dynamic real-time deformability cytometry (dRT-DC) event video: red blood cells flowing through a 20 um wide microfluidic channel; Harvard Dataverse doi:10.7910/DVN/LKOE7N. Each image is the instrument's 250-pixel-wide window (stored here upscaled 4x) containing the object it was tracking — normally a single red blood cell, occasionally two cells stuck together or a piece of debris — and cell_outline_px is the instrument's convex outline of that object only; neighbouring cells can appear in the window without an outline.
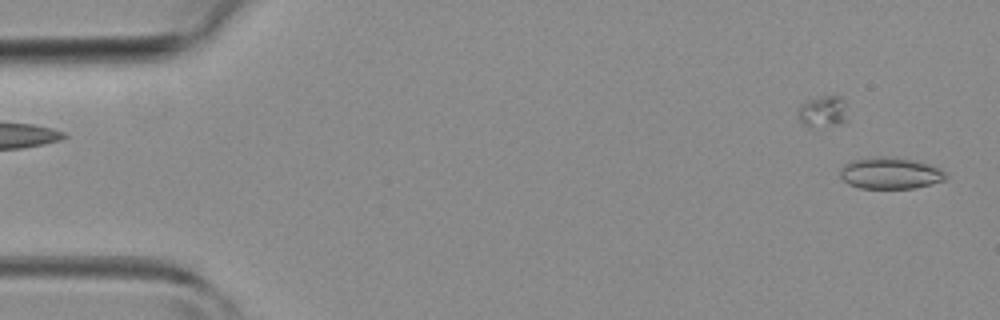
{"species": "common noctule bat (a hibernating species)", "species_latin": "Nyctalus noctula", "temperature_condition": "room temperature", "stored_images_in_passage": 5, "camera_frame_rate_fps": 3000, "um_per_image_px": 0.085, "animal": {"sex": "female", "body_mass_g": 19.3, "forearm_length_mm": 54.1}, "frame": {"image": 1, "passage_image": 1, "time_ms": 0.0, "image_size_px": [1000, 320], "cell_outline_px": [[948, 176], [944, 180], [912, 188], [860, 188], [848, 184], [840, 176], [840, 168], [844, 164], [852, 160], [880, 156], [884, 156], [912, 160], [928, 164], [940, 168], [948, 172]], "centroid_in_image_um": [75.66, 14.72], "position_along_channel_um": 9.3, "area_um2": 19.31}}